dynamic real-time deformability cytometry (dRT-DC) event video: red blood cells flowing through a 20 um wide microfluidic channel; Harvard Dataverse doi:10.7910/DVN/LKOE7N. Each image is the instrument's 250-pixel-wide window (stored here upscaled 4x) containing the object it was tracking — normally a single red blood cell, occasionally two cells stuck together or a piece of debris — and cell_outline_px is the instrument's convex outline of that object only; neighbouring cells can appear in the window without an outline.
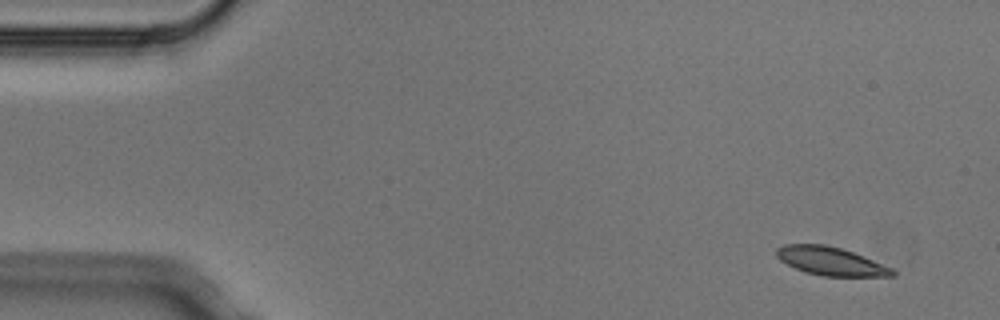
{"species": "Egyptian fruit bat (a non-hibernating species)", "species_latin": "Rousettus aegyptiacus", "temperature_condition": "cold", "stored_images_in_passage": 4, "camera_frame_rate_fps": 3000, "um_per_image_px": 0.085, "animal": {"sex": "male"}, "frame": {"image": 1, "passage_image": 1, "time_ms": 0.0, "image_size_px": [1000, 320], "cell_outline_px": [[896, 276], [824, 276], [804, 272], [780, 260], [776, 256], [776, 248], [784, 244], [824, 244], [840, 248], [864, 256], [892, 268], [896, 272]], "centroid_in_image_um": [70.6, 22.2], "position_along_channel_um": 14.4, "area_um2": 19.07}}